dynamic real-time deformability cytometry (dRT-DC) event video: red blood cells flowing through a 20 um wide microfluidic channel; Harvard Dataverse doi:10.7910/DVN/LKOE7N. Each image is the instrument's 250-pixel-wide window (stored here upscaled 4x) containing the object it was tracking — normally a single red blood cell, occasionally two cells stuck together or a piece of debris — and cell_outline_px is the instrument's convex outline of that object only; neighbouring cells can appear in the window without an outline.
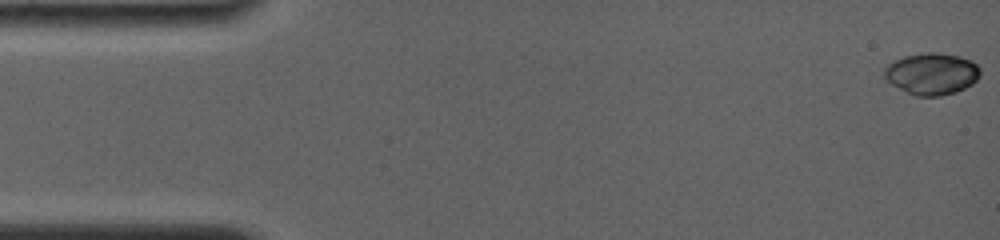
{"species": "common noctule bat (a hibernating species)", "species_latin": "Nyctalus noctula", "temperature_condition": "room temperature", "stored_images_in_passage": 36, "camera_frame_rate_fps": 4000, "um_per_image_px": 0.085, "animal": {"sex": "female", "body_mass_g": 19.0, "forearm_length_mm": 56.7}, "frame": {"image": 1, "passage_image": 1, "time_ms": 0.0, "image_size_px": [1000, 240], "cell_outline_px": [[980, 76], [972, 84], [956, 92], [940, 96], [916, 96], [892, 84], [884, 76], [884, 68], [892, 60], [904, 56], [928, 52], [936, 52], [956, 56], [972, 60], [980, 68]], "centroid_in_image_um": [79.2, 6.26], "position_along_channel_um": 5.8, "area_um2": 23.24}}
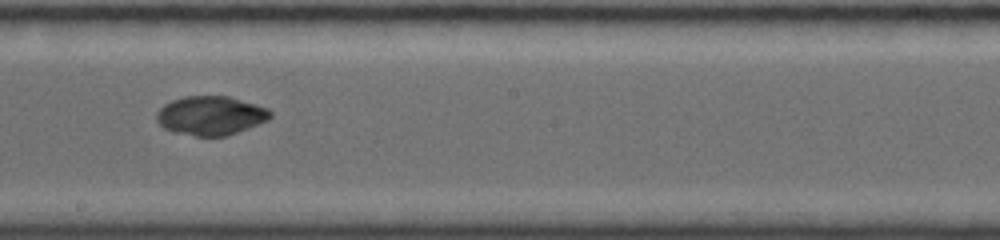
{"frame": {"image": 2, "passage_image": 21, "time_ms": 9.25, "image_size_px": [1000, 240], "cell_outline_px": [[272, 116], [268, 120], [248, 128], [224, 136], [196, 136], [172, 132], [164, 128], [156, 120], [156, 112], [164, 104], [172, 100], [184, 96], [228, 96], [256, 104], [268, 108], [272, 112]], "centroid_in_image_um": [17.89, 9.82], "position_along_channel_um": 230.3, "area_um2": 25.89}}
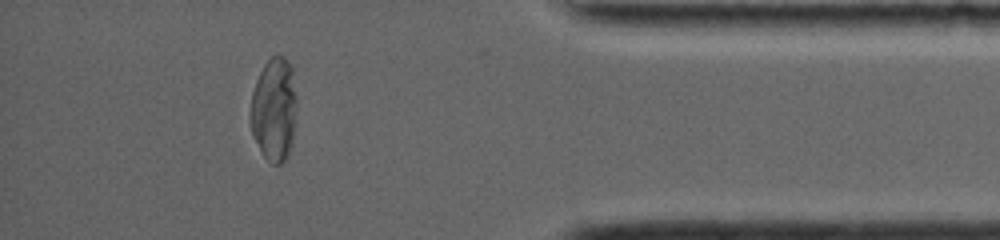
{"frame": {"image": 3, "passage_image": 36, "time_ms": 14.5, "image_size_px": [1000, 240], "cell_outline_px": [[296, 104], [292, 144], [288, 156], [280, 164], [272, 164], [264, 156], [252, 136], [248, 112], [252, 92], [256, 80], [264, 64], [276, 52], [284, 56], [292, 68], [296, 96]], "centroid_in_image_um": [23.27, 9.29], "position_along_channel_um": 411.9, "area_um2": 28.44}, "authors_computed_cell_mechanics": {"area_um2": 25.7788, "velocity_mm_per_s": 3.8585, "shape_relaxation_time_tau1_ms": 11.0512, "shape_relaxation_time_tau2_ms": 1.0363, "deformation_change_tau1": 0.3969, "deformation_change_tau2": 0.0188}}